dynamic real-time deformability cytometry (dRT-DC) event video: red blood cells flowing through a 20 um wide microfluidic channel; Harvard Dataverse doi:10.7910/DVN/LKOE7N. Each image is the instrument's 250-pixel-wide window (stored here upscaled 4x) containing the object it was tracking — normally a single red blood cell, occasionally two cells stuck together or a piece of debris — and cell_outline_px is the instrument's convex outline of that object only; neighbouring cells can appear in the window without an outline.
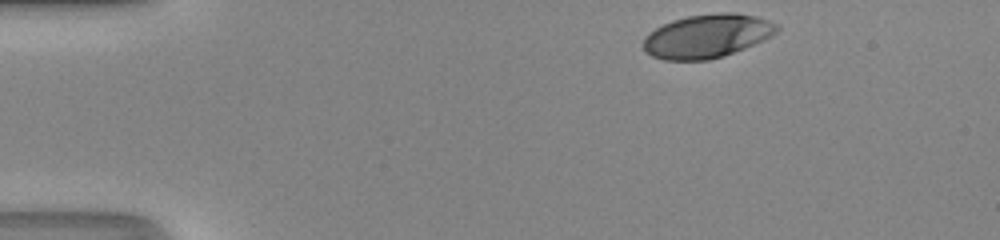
{"species": "human", "species_latin": "Homo sapiens", "temperature_condition": "room temperature", "stored_images_in_passage": 34, "camera_frame_rate_fps": 3000, "um_per_image_px": 0.085, "donor": {"sex": "male"}, "frame": {"image": 1, "passage_image": 1, "time_ms": 0.0, "image_size_px": [1000, 240], "cell_outline_px": [[780, 28], [772, 36], [764, 40], [724, 56], [708, 60], [664, 60], [652, 56], [644, 52], [644, 36], [648, 32], [672, 20], [688, 16], [720, 12], [736, 12], [756, 16], [780, 24]], "centroid_in_image_um": [60.12, 3.06], "position_along_channel_um": 24.9, "area_um2": 34.16}}
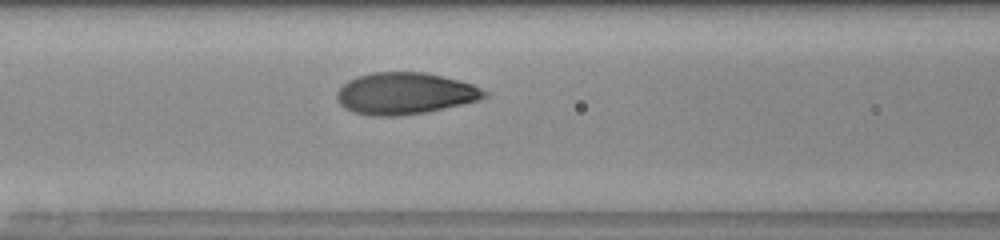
{"frame": {"image": 2, "passage_image": 15, "time_ms": 4.667, "image_size_px": [1000, 240], "cell_outline_px": [[488, 96], [480, 100], [444, 108], [424, 112], [396, 116], [372, 116], [352, 112], [344, 108], [340, 104], [336, 96], [336, 92], [348, 80], [356, 76], [372, 72], [424, 72], [472, 84], [488, 92]], "centroid_in_image_um": [34.39, 7.94], "position_along_channel_um": 132.2, "area_um2": 35.78}}
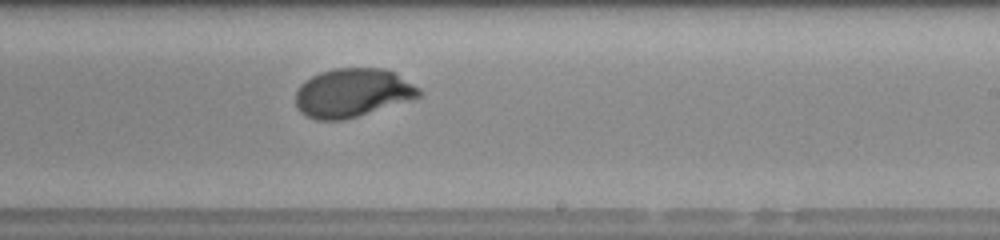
{"frame": {"image": 3, "passage_image": 24, "time_ms": 7.667, "image_size_px": [1000, 240], "cell_outline_px": [[424, 92], [416, 100], [344, 120], [316, 120], [300, 112], [296, 104], [296, 92], [300, 84], [304, 80], [320, 72], [336, 68], [384, 68], [396, 72], [420, 88]], "centroid_in_image_um": [30.03, 7.89], "position_along_channel_um": 259.0, "area_um2": 35.66}, "authors_computed_cell_mechanics": {"area_um2": 35.1424, "velocity_mm_per_s": 4.2508, "shape_relaxation_time_tau1_ms": 2.5575, "shape_relaxation_time_tau2_ms": null, "deformation_change_tau1": 0.1773, "deformation_change_tau2": null}}